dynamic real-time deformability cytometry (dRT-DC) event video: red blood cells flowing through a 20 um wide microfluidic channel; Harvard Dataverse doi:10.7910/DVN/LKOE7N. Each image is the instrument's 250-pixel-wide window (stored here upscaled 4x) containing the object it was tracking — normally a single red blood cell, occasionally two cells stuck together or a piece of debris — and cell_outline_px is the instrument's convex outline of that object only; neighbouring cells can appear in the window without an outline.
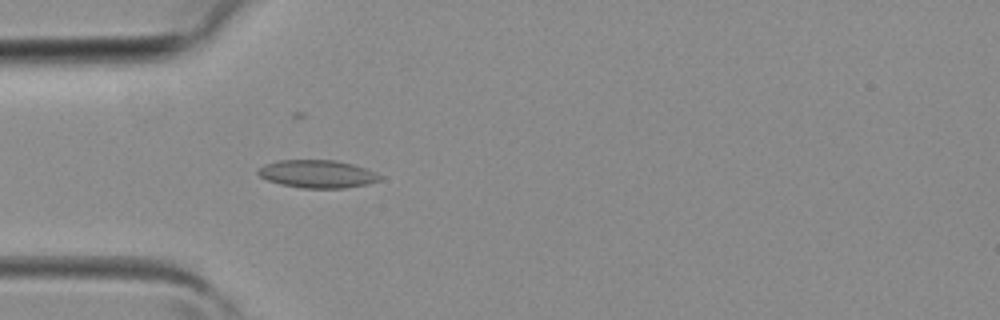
{"species": "common noctule bat (a hibernating species)", "species_latin": "Nyctalus noctula", "temperature_condition": "room temperature", "stored_images_in_passage": 3, "camera_frame_rate_fps": 3000, "um_per_image_px": 0.085, "animal": {"sex": "female", "body_mass_g": 19.3, "forearm_length_mm": 54.1}, "frame": {"image": 1, "passage_image": 3, "time_ms": 0.667, "image_size_px": [1000, 320], "cell_outline_px": [[380, 180], [368, 184], [344, 188], [300, 188], [280, 184], [268, 180], [260, 176], [256, 172], [264, 164], [280, 160], [336, 160], [352, 164], [364, 168], [380, 176]], "centroid_in_image_um": [26.94, 14.79], "position_along_channel_um": 58.1, "area_um2": 19.59}}